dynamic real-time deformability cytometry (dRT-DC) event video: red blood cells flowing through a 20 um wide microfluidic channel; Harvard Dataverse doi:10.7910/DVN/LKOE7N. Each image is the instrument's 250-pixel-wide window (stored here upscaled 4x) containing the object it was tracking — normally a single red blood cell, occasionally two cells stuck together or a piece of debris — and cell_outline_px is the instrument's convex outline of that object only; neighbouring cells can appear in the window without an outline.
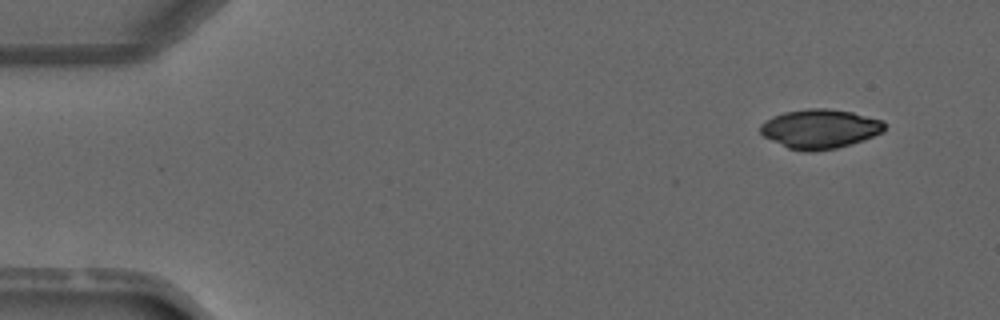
{"species": "common noctule bat (a hibernating species)", "species_latin": "Nyctalus noctula", "temperature_condition": "warm", "stored_images_in_passage": 3, "camera_frame_rate_fps": 3000, "um_per_image_px": 0.085, "animal": {"sex": "male", "forearm_length_mm": 52.5}, "frame": {"image": 1, "passage_image": 1, "time_ms": 0.0, "image_size_px": [1000, 320], "cell_outline_px": [[884, 132], [864, 140], [836, 148], [812, 152], [804, 152], [788, 148], [764, 136], [760, 132], [760, 124], [772, 116], [784, 112], [808, 108], [828, 108], [852, 112], [884, 120]], "centroid_in_image_um": [69.7, 10.95], "position_along_channel_um": 15.3, "area_um2": 28.55}}